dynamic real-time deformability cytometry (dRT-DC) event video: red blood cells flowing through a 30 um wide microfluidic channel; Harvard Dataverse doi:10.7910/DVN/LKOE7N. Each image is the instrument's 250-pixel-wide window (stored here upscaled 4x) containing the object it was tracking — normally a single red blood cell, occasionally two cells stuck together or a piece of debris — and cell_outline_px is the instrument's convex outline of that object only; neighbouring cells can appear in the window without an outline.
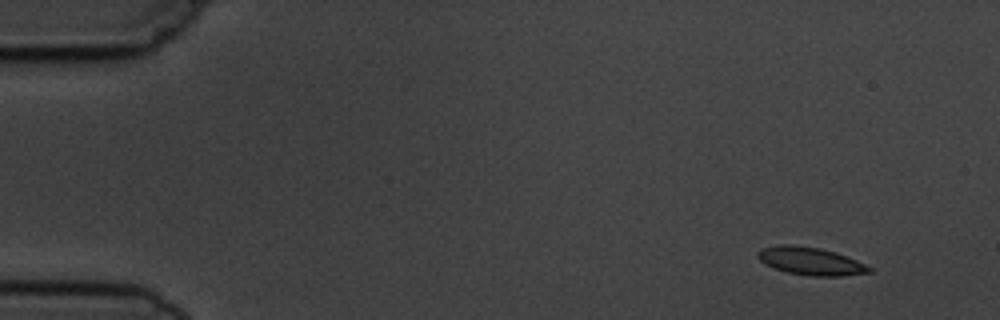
{"species": "common noctule bat (a hibernating species)", "species_latin": "Nyctalus noctula", "temperature_condition": "cold", "stored_images_in_passage": 4, "camera_frame_rate_fps": 3000, "um_per_image_px": 0.085, "animal": {"sex": "male", "body_mass_g": 19.5, "forearm_length_mm": 54.6}, "frame": {"image": 1, "passage_image": 1, "time_ms": 0.0, "image_size_px": [1000, 320], "cell_outline_px": [[872, 272], [840, 276], [812, 276], [788, 272], [776, 268], [760, 260], [756, 256], [756, 252], [760, 248], [780, 244], [792, 244], [820, 248], [836, 252], [856, 260], [872, 268]], "centroid_in_image_um": [68.89, 22.18], "position_along_channel_um": 16.1, "area_um2": 17.98}}
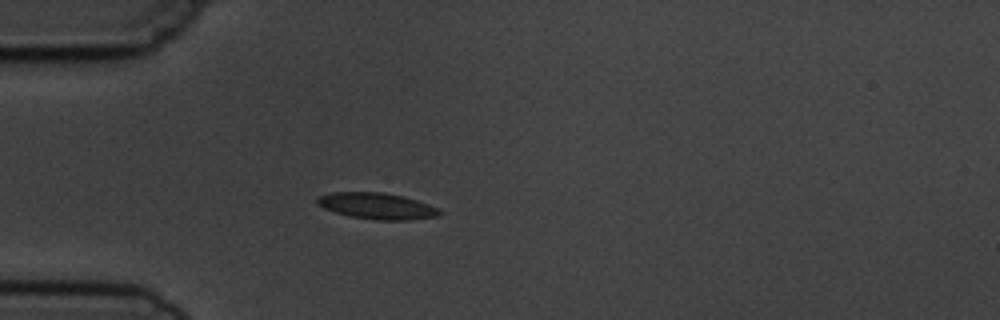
{"frame": {"image": 2, "passage_image": 4, "time_ms": 3.667, "image_size_px": [1000, 320], "cell_outline_px": [[440, 216], [408, 220], [376, 220], [352, 216], [336, 212], [324, 208], [316, 204], [316, 196], [332, 192], [384, 192], [404, 196], [428, 204], [436, 208], [440, 212]], "centroid_in_image_um": [32.01, 17.5], "position_along_channel_um": 53.0, "area_um2": 18.67}}